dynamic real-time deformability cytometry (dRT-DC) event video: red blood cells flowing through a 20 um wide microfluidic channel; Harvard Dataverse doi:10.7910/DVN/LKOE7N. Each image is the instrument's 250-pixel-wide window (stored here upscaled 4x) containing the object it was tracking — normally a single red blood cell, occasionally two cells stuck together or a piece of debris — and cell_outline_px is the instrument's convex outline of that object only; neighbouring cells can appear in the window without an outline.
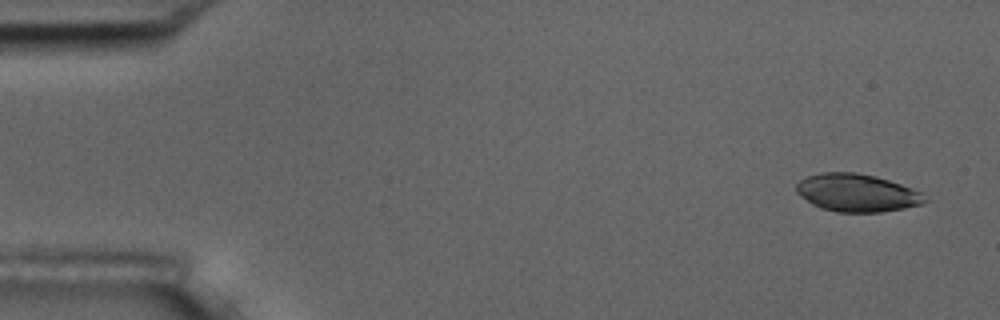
{"species": "common noctule bat (a hibernating species)", "species_latin": "Nyctalus noctula", "temperature_condition": "room temperature", "stored_images_in_passage": 6, "segment_of_instrument_passage": [1, 2], "camera_frame_rate_fps": 3000, "um_per_image_px": 0.085, "animal": {"sex": "male", "body_mass_g": 17.5, "forearm_length_mm": 52.3}, "frame": {"image": 1, "passage_image": 1, "time_ms": 0.0, "image_size_px": [1000, 320], "cell_outline_px": [[932, 200], [920, 204], [904, 208], [880, 212], [836, 212], [820, 208], [812, 204], [800, 196], [796, 192], [796, 184], [800, 180], [808, 176], [820, 172], [856, 172], [876, 176], [912, 188], [920, 192]], "centroid_in_image_um": [72.84, 16.39], "position_along_channel_um": 12.2, "area_um2": 28.44}}